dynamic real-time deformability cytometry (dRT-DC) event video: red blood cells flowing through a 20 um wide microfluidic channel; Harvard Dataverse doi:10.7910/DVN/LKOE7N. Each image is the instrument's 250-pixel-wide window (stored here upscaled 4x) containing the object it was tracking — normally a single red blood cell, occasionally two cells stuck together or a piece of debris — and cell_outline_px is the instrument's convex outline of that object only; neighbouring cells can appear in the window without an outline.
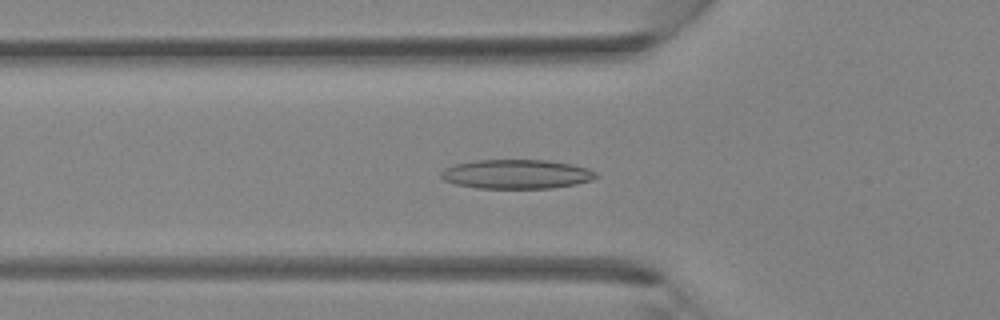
{"species": "Egyptian fruit bat (a non-hibernating species)", "species_latin": "Rousettus aegyptiacus", "temperature_condition": "room temperature", "stored_images_in_passage": 40, "segment_of_instrument_passage": [1, 2], "camera_frame_rate_fps": 3000, "um_per_image_px": 0.085, "animal": {"sex": "female"}, "frame": {"image": 1, "passage_image": 13, "time_ms": 4.0, "image_size_px": [1000, 320], "cell_outline_px": [[600, 176], [592, 180], [576, 184], [552, 188], [476, 188], [456, 184], [444, 180], [440, 176], [440, 172], [444, 168], [452, 164], [476, 160], [548, 160], [572, 164], [588, 168], [596, 172]], "centroid_in_image_um": [43.91, 14.8], "position_along_channel_um": 81.9, "area_um2": 26.65}}
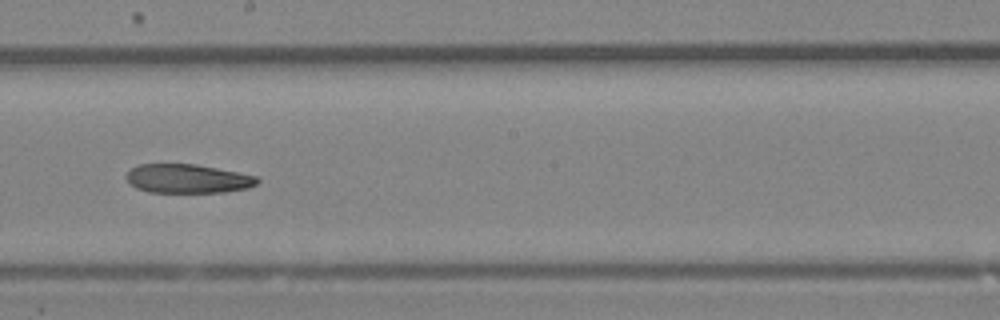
{"frame": {"image": 2, "passage_image": 22, "time_ms": 7.0, "image_size_px": [1000, 320], "cell_outline_px": [[260, 180], [256, 184], [248, 188], [224, 192], [148, 192], [136, 188], [128, 184], [124, 176], [132, 168], [140, 164], [196, 164], [256, 176]], "centroid_in_image_um": [15.9, 15.19], "position_along_channel_um": 232.3, "area_um2": 22.08}}
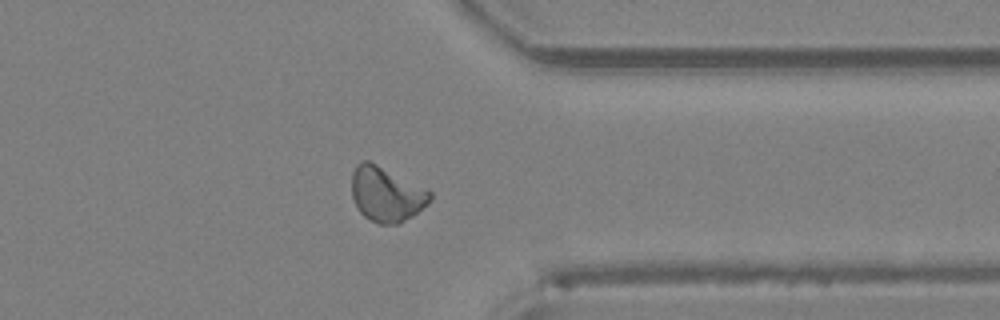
{"frame": {"image": 3, "passage_image": 31, "time_ms": 10.0, "image_size_px": [1000, 320], "cell_outline_px": [[432, 200], [428, 204], [412, 216], [400, 224], [380, 224], [364, 216], [360, 212], [352, 196], [352, 172], [356, 164], [360, 160], [368, 160], [432, 192]], "centroid_in_image_um": [32.83, 16.51], "position_along_channel_um": 378.6, "area_um2": 24.8}}